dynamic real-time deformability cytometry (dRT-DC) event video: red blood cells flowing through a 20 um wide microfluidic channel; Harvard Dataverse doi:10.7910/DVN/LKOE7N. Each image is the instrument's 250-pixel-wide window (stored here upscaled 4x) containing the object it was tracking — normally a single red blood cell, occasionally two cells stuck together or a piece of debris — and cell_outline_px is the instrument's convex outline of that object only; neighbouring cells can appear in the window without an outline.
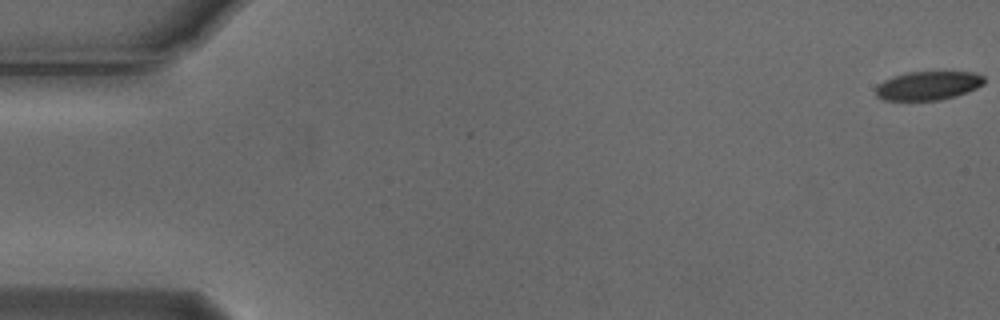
{"species": "Egyptian fruit bat (a non-hibernating species)", "species_latin": "Rousettus aegyptiacus", "temperature_condition": "cold", "stored_images_in_passage": 5, "camera_frame_rate_fps": 3000, "um_per_image_px": 0.085, "animal": {"sex": "male"}, "frame": {"image": 1, "passage_image": 1, "time_ms": 0.0, "image_size_px": [1000, 320], "cell_outline_px": [[984, 84], [976, 88], [956, 96], [940, 100], [884, 100], [876, 96], [876, 88], [884, 80], [892, 76], [908, 72], [976, 72], [984, 76]], "centroid_in_image_um": [78.9, 7.27], "position_along_channel_um": 6.1, "area_um2": 18.15}}
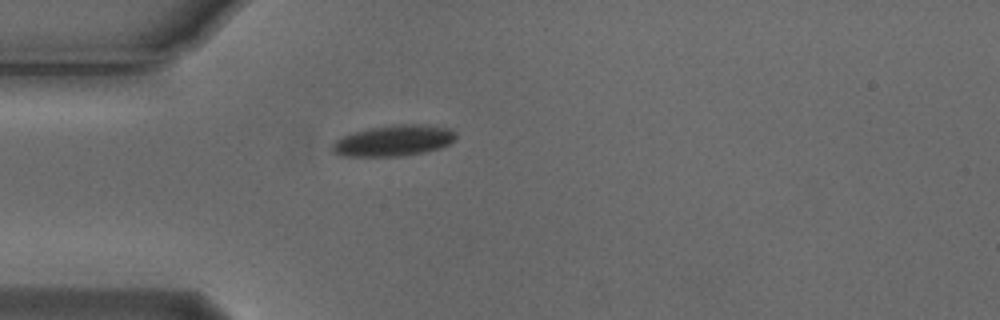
{"frame": {"image": 2, "passage_image": 5, "time_ms": 1.333, "image_size_px": [1000, 320], "cell_outline_px": [[456, 140], [440, 148], [424, 152], [400, 156], [340, 156], [332, 152], [332, 144], [340, 136], [368, 128], [392, 124], [428, 124], [452, 128], [456, 132]], "centroid_in_image_um": [33.48, 11.93], "position_along_channel_um": 51.5, "area_um2": 22.72}}